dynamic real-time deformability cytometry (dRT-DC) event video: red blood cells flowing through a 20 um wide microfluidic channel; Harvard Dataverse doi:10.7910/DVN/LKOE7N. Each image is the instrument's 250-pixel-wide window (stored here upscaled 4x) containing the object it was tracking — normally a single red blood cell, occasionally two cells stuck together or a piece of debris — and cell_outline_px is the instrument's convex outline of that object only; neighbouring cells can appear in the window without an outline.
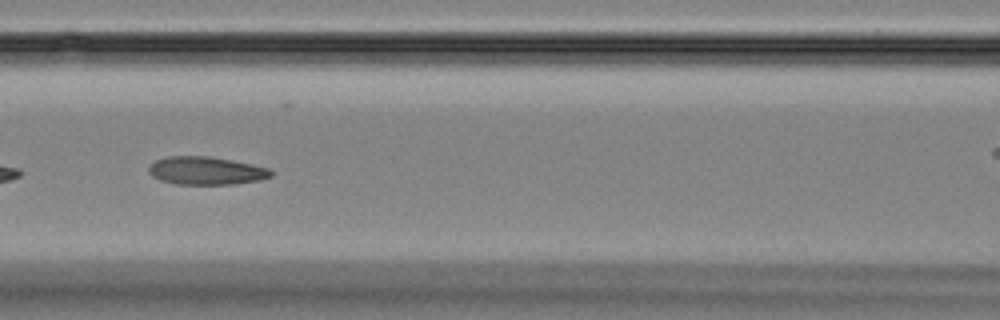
{"species": "Egyptian fruit bat (a non-hibernating species)", "species_latin": "Rousettus aegyptiacus", "temperature_condition": "room temperature", "stored_images_in_passage": 14, "camera_frame_rate_fps": 3000, "um_per_image_px": 0.085, "animal": {"sex": "female"}, "frame": {"image": 1, "passage_image": 5, "time_ms": 5.333, "image_size_px": [1000, 320], "cell_outline_px": [[272, 176], [260, 180], [232, 184], [176, 184], [160, 180], [152, 176], [148, 172], [148, 164], [156, 160], [168, 156], [208, 156], [232, 160], [252, 164], [268, 168], [272, 172]], "centroid_in_image_um": [17.48, 14.5], "position_along_channel_um": 149.1, "area_um2": 20.0}}
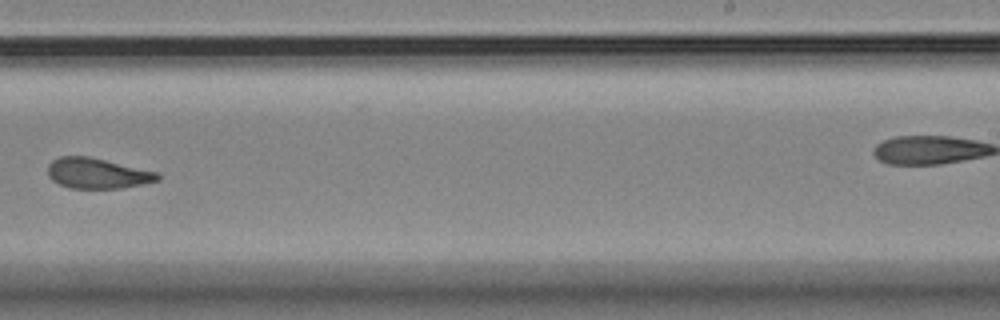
{"frame": {"image": 2, "passage_image": 8, "time_ms": 9.0, "image_size_px": [1000, 320], "cell_outline_px": [[160, 180], [144, 184], [120, 188], [68, 188], [52, 180], [48, 176], [48, 164], [52, 160], [60, 156], [88, 156], [160, 172]], "centroid_in_image_um": [8.3, 14.73], "position_along_channel_um": 280.7, "area_um2": 19.65}}
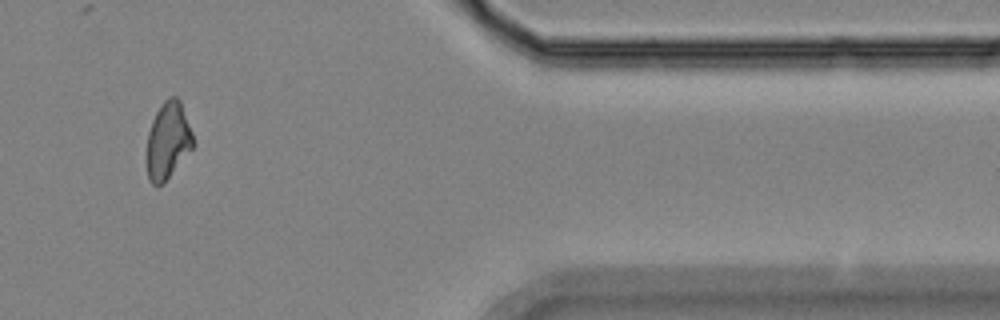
{"frame": {"image": 3, "passage_image": 12, "time_ms": 15.0, "image_size_px": [1000, 320], "cell_outline_px": [[196, 144], [164, 184], [152, 184], [148, 180], [148, 132], [152, 120], [156, 112], [164, 100], [168, 96], [176, 96], [180, 100], [192, 132]], "centroid_in_image_um": [14.3, 11.94], "position_along_channel_um": 397.1, "area_um2": 20.75}, "authors_computed_cell_mechanics": {"area_um2": 20.3745, "velocity_mm_per_s": 3.5898, "shape_relaxation_time_tau1_ms": 2.6589, "shape_relaxation_time_tau2_ms": 1.9663, "deformation_change_tau1": 0.1171, "deformation_change_tau2": 0.0898}}